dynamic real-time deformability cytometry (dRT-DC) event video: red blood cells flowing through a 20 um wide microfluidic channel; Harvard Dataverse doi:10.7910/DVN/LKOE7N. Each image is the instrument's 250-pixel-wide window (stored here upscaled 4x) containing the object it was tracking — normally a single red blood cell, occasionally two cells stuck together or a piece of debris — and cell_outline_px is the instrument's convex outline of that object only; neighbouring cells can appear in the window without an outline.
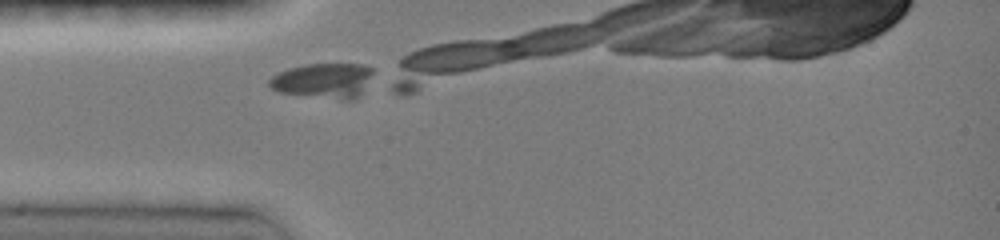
{"species": "common noctule bat (a hibernating species)", "species_latin": "Nyctalus noctula", "temperature_condition": "room temperature", "stored_images_in_passage": 6, "camera_frame_rate_fps": 3000, "um_per_image_px": 0.085, "animal": {"sex": "female", "body_mass_g": 19.0, "forearm_length_mm": 51.5}, "frame": {"image": 1, "passage_image": 1, "time_ms": 0.0, "image_size_px": [1000, 240], "cell_outline_px": [[372, 72], [360, 96], [356, 100], [340, 100], [276, 92], [268, 84], [268, 80], [272, 76], [288, 68], [304, 64], [364, 64], [372, 68]], "centroid_in_image_um": [27.46, 6.86], "position_along_channel_um": 57.5, "area_um2": 21.39}}